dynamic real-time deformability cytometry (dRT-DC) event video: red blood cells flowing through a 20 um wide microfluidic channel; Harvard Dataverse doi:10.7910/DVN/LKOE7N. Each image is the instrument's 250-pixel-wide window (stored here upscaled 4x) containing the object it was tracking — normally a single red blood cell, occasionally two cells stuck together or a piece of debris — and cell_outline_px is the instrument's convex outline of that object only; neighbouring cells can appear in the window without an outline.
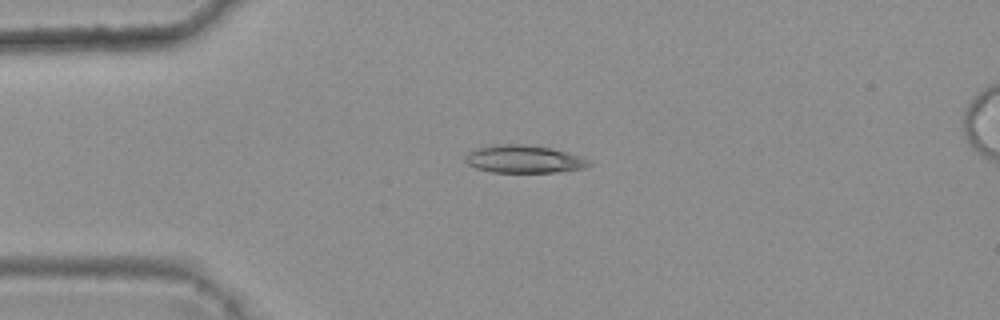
{"species": "common noctule bat (a hibernating species)", "species_latin": "Nyctalus noctula", "temperature_condition": "warm", "stored_images_in_passage": 6, "camera_frame_rate_fps": 3000, "um_per_image_px": 0.085, "animal": {"sex": "female", "body_mass_g": 25.1}, "frame": {"image": 1, "passage_image": 2, "time_ms": 0.333, "image_size_px": [1000, 320], "cell_outline_px": [[592, 164], [584, 168], [556, 172], [492, 172], [476, 168], [468, 164], [464, 160], [464, 156], [468, 152], [476, 148], [496, 144], [524, 144], [552, 148], [588, 160]], "centroid_in_image_um": [44.46, 13.52], "position_along_channel_um": 40.5, "area_um2": 19.83}}
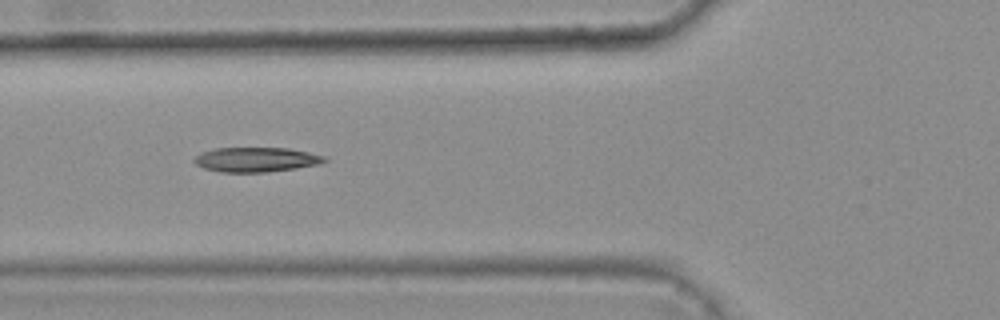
{"frame": {"image": 2, "passage_image": 4, "time_ms": 1.0, "image_size_px": [1000, 320], "cell_outline_px": [[328, 160], [320, 164], [296, 168], [264, 172], [220, 172], [204, 168], [196, 164], [192, 160], [196, 156], [204, 152], [216, 148], [288, 148], [308, 152], [324, 156]], "centroid_in_image_um": [21.78, 13.57], "position_along_channel_um": 104.0, "area_um2": 18.55}}
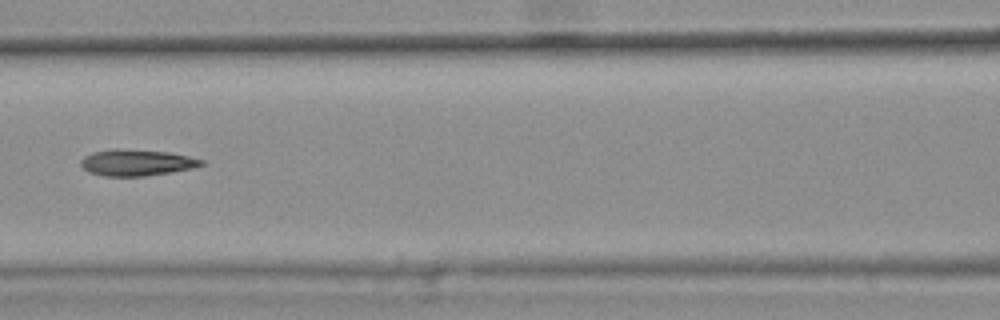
{"frame": {"image": 3, "passage_image": 5, "time_ms": 1.333, "image_size_px": [1000, 320], "cell_outline_px": [[208, 164], [192, 168], [144, 176], [104, 176], [88, 172], [80, 164], [80, 160], [84, 156], [92, 152], [112, 148], [120, 148], [168, 152], [188, 156], [204, 160]], "centroid_in_image_um": [11.6, 13.81], "position_along_channel_um": 155.0, "area_um2": 18.61}}